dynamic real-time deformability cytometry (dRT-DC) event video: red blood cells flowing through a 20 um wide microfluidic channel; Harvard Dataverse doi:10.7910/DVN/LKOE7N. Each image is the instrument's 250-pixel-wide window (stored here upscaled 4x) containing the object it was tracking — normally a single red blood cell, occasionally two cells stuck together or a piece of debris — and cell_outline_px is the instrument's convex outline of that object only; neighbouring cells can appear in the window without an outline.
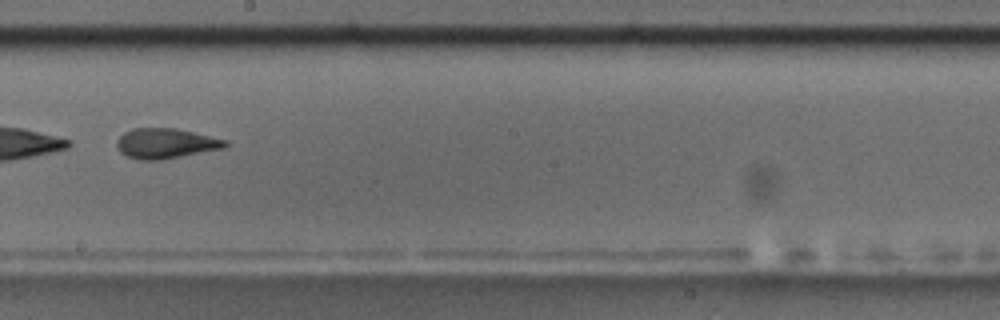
{"species": "common noctule bat (a hibernating species)", "species_latin": "Nyctalus noctula", "temperature_condition": "room temperature", "stored_images_in_passage": 55, "camera_frame_rate_fps": 3000, "um_per_image_px": 0.085, "animal": {"sex": "male", "body_mass_g": 17.5, "forearm_length_mm": 52.3}, "frame": {"image": 1, "passage_image": 32, "time_ms": 10.333, "image_size_px": [1000, 320], "cell_outline_px": [[228, 144], [224, 148], [160, 160], [140, 160], [128, 156], [120, 152], [116, 148], [116, 140], [124, 132], [132, 128], [176, 128], [228, 140]], "centroid_in_image_um": [14.06, 12.18], "position_along_channel_um": 234.1, "area_um2": 19.07}}